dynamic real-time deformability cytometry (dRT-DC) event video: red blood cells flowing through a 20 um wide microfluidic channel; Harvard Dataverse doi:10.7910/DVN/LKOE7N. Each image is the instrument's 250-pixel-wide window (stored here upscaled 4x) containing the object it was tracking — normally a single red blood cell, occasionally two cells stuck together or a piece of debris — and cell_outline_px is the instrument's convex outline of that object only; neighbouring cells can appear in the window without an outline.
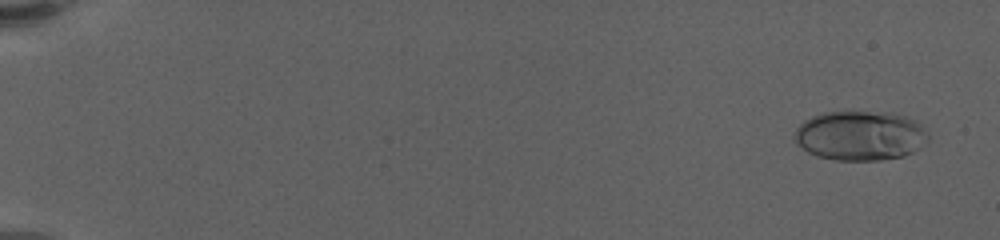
{"species": "human", "species_latin": "Homo sapiens", "temperature_condition": "warm", "stored_images_in_passage": 59, "camera_frame_rate_fps": 3000, "um_per_image_px": 0.085, "donor": {"sex": "female"}, "frame": {"image": 1, "passage_image": 1, "time_ms": 0.0, "image_size_px": [1000, 240], "cell_outline_px": [[928, 140], [924, 144], [912, 152], [904, 156], [880, 160], [836, 160], [816, 156], [808, 152], [792, 136], [796, 128], [804, 120], [812, 116], [824, 112], [884, 112], [904, 116], [916, 120], [924, 128], [928, 136]], "centroid_in_image_um": [73.11, 11.53], "position_along_channel_um": 11.9, "area_um2": 38.55}}
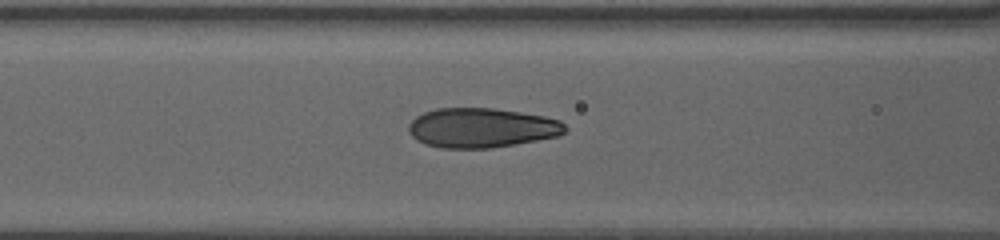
{"frame": {"image": 2, "passage_image": 26, "time_ms": 8.333, "image_size_px": [1000, 240], "cell_outline_px": [[568, 128], [560, 136], [488, 148], [440, 148], [424, 144], [416, 140], [408, 132], [408, 124], [416, 116], [424, 112], [436, 108], [492, 108], [520, 112], [544, 116], [560, 120]], "centroid_in_image_um": [40.91, 10.86], "position_along_channel_um": 125.7, "area_um2": 36.18}}
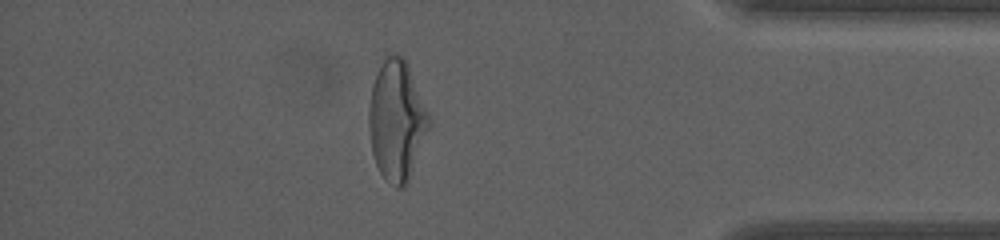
{"frame": {"image": 3, "passage_image": 52, "time_ms": 17.0, "image_size_px": [1000, 240], "cell_outline_px": [[432, 124], [408, 184], [404, 188], [396, 188], [380, 172], [376, 164], [372, 152], [368, 128], [368, 112], [372, 84], [376, 72], [384, 56], [388, 52], [396, 52], [404, 56], [408, 64], [428, 112]], "centroid_in_image_um": [33.73, 10.21], "position_along_channel_um": 401.5, "area_um2": 42.89}, "authors_computed_cell_mechanics": {"area_um2": 36.1828, "velocity_mm_per_s": 3.486, "shape_relaxation_time_tau1_ms": 6.6219, "shape_relaxation_time_tau2_ms": null, "deformation_change_tau1": 0.2306, "deformation_change_tau2": null}}